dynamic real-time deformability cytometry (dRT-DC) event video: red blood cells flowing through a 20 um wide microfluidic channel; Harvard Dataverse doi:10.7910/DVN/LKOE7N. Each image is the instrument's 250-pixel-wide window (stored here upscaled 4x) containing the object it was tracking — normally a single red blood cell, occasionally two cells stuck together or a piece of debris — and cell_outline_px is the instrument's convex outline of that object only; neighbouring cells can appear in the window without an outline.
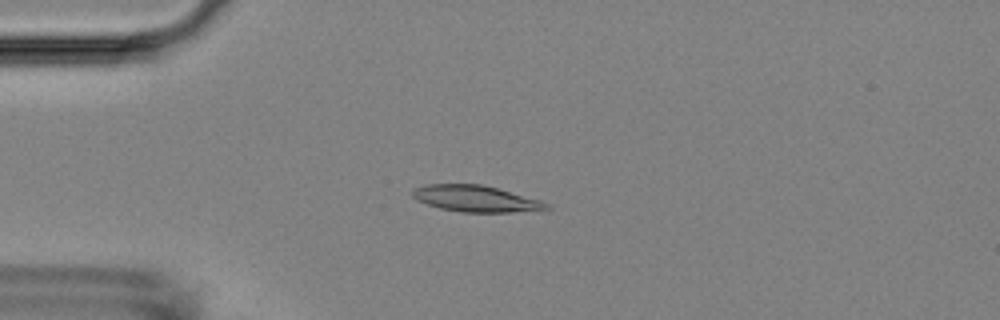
{"species": "Egyptian fruit bat (a non-hibernating species)", "species_latin": "Rousettus aegyptiacus", "temperature_condition": "room temperature", "stored_images_in_passage": 43, "camera_frame_rate_fps": 3000, "um_per_image_px": 0.085, "animal": {"sex": "female"}, "frame": {"image": 1, "passage_image": 2, "time_ms": 0.333, "image_size_px": [1000, 320], "cell_outline_px": [[552, 208], [512, 212], [460, 212], [440, 208], [416, 200], [412, 196], [412, 192], [416, 188], [424, 184], [480, 184], [496, 188], [540, 200], [548, 204]], "centroid_in_image_um": [40.4, 16.88], "position_along_channel_um": 44.6, "area_um2": 20.29}}
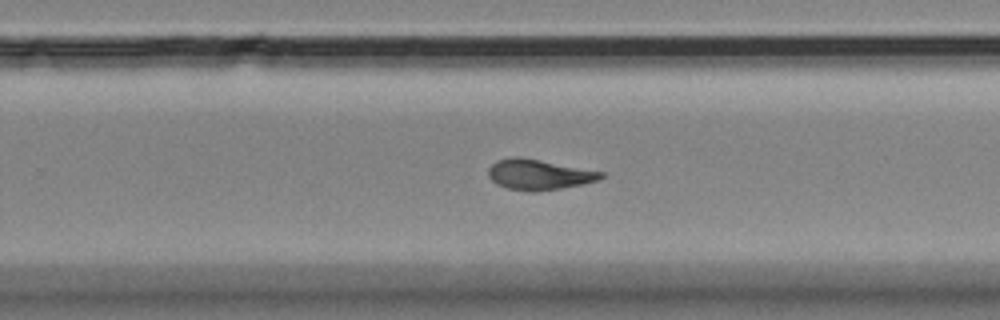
{"frame": {"image": 2, "passage_image": 23, "time_ms": 7.333, "image_size_px": [1000, 320], "cell_outline_px": [[604, 176], [600, 180], [584, 184], [536, 192], [528, 192], [508, 188], [496, 184], [488, 176], [488, 168], [496, 160], [512, 156], [516, 156], [540, 160], [604, 172]], "centroid_in_image_um": [45.79, 14.84], "position_along_channel_um": 284.0, "area_um2": 20.06}}
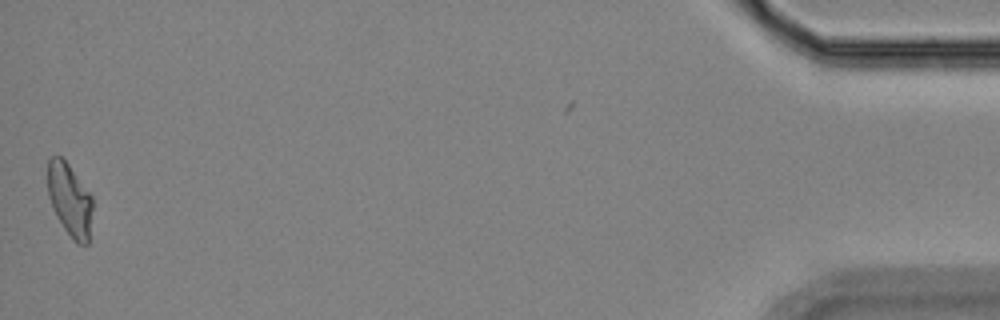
{"frame": {"image": 3, "passage_image": 42, "time_ms": 13.667, "image_size_px": [1000, 320], "cell_outline_px": [[92, 208], [88, 244], [76, 244], [72, 240], [64, 228], [48, 196], [48, 160], [52, 156], [60, 156], [68, 164], [92, 196]], "centroid_in_image_um": [5.94, 16.99], "position_along_channel_um": 429.3, "area_um2": 18.67}, "authors_computed_cell_mechanics": {"area_um2": 19.941, "velocity_mm_per_s": 3.6999, "shape_relaxation_time_tau1_ms": 8.6273, "shape_relaxation_time_tau2_ms": 1.936, "deformation_change_tau1": 0.2141, "deformation_change_tau2": 0.086}}